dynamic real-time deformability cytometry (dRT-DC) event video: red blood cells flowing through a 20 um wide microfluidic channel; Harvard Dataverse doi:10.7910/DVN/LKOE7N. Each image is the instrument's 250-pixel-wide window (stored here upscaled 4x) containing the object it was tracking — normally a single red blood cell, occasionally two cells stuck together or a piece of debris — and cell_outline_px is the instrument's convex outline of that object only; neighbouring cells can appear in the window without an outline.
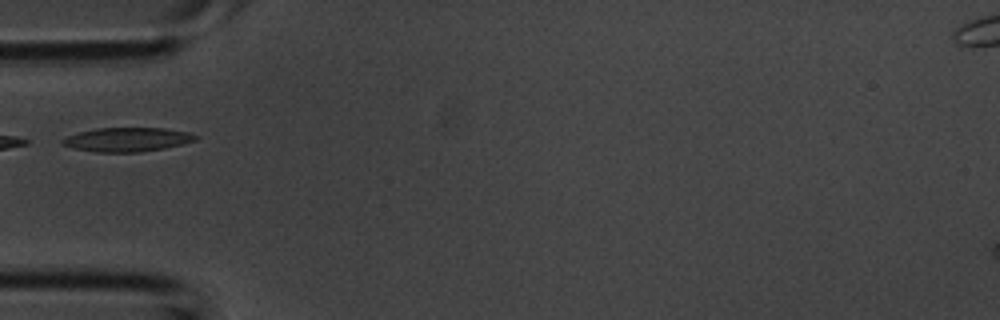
{"species": "common noctule bat (a hibernating species)", "species_latin": "Nyctalus noctula", "temperature_condition": "room temperature", "stored_images_in_passage": 4, "camera_frame_rate_fps": 3000, "um_per_image_px": 0.085, "animal": {"sex": "male", "body_mass_g": 20.1, "forearm_length_mm": 53.5}, "frame": {"image": 1, "passage_image": 4, "time_ms": 1.0, "image_size_px": [1000, 320], "cell_outline_px": [[200, 136], [196, 140], [164, 148], [140, 152], [96, 152], [72, 148], [60, 144], [60, 140], [68, 136], [80, 132], [96, 128], [164, 128], [188, 132]], "centroid_in_image_um": [10.79, 11.86], "position_along_channel_um": 74.2, "area_um2": 18.61}}